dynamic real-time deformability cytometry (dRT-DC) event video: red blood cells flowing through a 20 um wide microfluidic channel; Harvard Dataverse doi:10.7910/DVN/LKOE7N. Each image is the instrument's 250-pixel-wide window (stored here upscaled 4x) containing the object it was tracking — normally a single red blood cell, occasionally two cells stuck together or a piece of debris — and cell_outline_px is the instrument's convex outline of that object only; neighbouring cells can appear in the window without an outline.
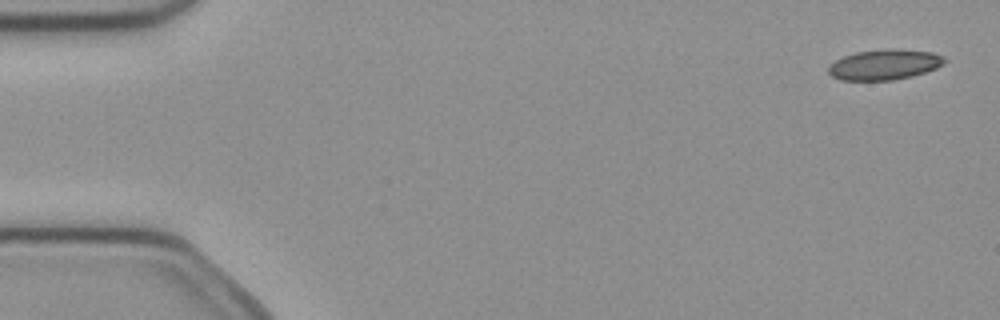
{"species": "common noctule bat (a hibernating species)", "species_latin": "Nyctalus noctula", "temperature_condition": "cold", "stored_images_in_passage": 6, "camera_frame_rate_fps": 3000, "um_per_image_px": 0.085, "animal": {"sex": "female", "body_mass_g": 21.9}, "frame": {"image": 1, "passage_image": 1, "time_ms": 0.0, "image_size_px": [1000, 320], "cell_outline_px": [[948, 60], [944, 64], [936, 68], [912, 76], [892, 80], [840, 80], [832, 76], [828, 72], [828, 64], [844, 56], [856, 52], [888, 48], [896, 48], [932, 52], [944, 56]], "centroid_in_image_um": [75.19, 5.48], "position_along_channel_um": 9.8, "area_um2": 20.75}}